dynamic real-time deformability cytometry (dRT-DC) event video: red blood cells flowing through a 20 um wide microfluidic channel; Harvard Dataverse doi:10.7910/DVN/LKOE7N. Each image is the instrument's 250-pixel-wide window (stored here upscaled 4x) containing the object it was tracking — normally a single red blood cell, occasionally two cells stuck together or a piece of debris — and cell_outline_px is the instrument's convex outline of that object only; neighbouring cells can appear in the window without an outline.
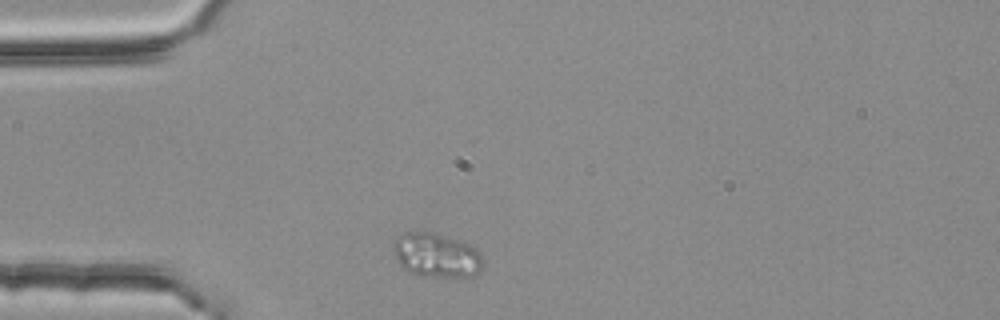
{"species": "common noctule bat (a hibernating species)", "species_latin": "Nyctalus noctula", "temperature_condition": "room temperature", "stored_images_in_passage": 2, "camera_frame_rate_fps": 3000, "um_per_image_px": 0.085, "animal": {"sex": "female", "body_mass_g": 25.1}, "frame": {"image": 1, "passage_image": 1, "time_ms": 0.0, "image_size_px": [1000, 320], "cell_outline_px": [[484, 264], [476, 276], [416, 276], [408, 272], [396, 260], [392, 248], [392, 244], [396, 236], [404, 232], [432, 232], [460, 240], [472, 244], [480, 252], [484, 260]], "centroid_in_image_um": [37.09, 21.69], "position_along_channel_um": 47.9, "area_um2": 23.64}}
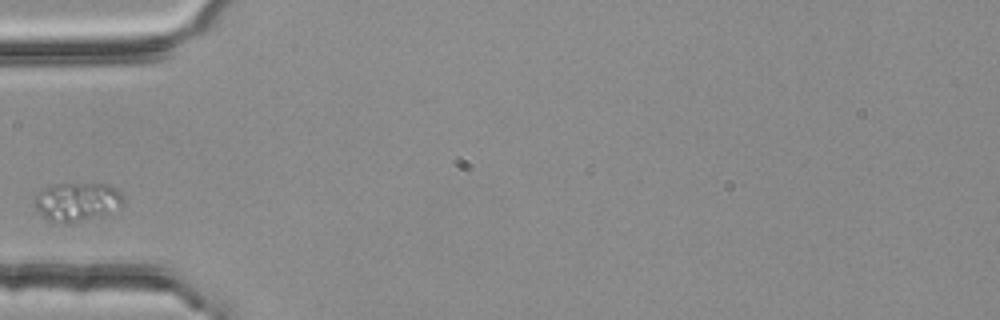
{"frame": {"image": 2, "passage_image": 2, "time_ms": 0.333, "image_size_px": [1000, 320], "cell_outline_px": [[124, 204], [100, 216], [72, 224], [64, 224], [48, 220], [32, 204], [32, 200], [44, 188], [52, 184], [108, 184], [116, 188], [124, 196]], "centroid_in_image_um": [6.54, 17.16], "position_along_channel_um": 78.5, "area_um2": 20.17}}